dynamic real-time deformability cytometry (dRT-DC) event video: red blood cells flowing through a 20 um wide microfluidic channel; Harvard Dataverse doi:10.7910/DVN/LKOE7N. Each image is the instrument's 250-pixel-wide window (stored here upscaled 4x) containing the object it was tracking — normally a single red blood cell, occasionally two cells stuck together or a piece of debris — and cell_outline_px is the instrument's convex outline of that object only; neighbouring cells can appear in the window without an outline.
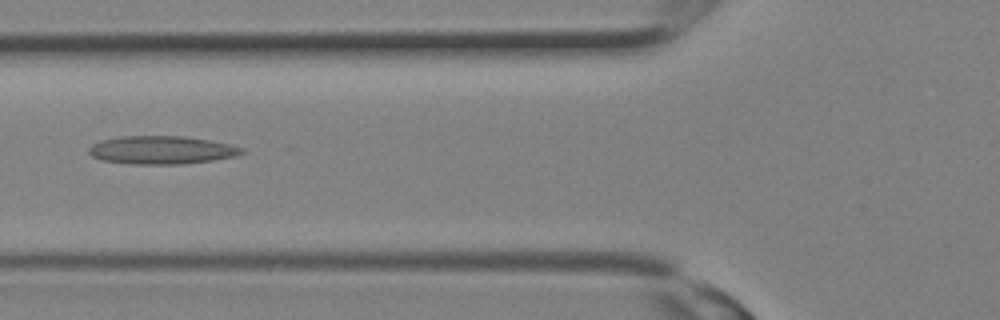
{"species": "Egyptian fruit bat (a non-hibernating species)", "species_latin": "Rousettus aegyptiacus", "temperature_condition": "room temperature", "stored_images_in_passage": 6, "camera_frame_rate_fps": 3000, "um_per_image_px": 0.085, "animal": {"sex": "female"}, "frame": {"image": 1, "passage_image": 3, "time_ms": 0.667, "image_size_px": [1000, 320], "cell_outline_px": [[248, 152], [236, 156], [212, 160], [184, 164], [132, 164], [100, 160], [92, 156], [88, 152], [88, 148], [92, 144], [100, 140], [120, 136], [184, 136], [208, 140], [228, 144], [244, 148]], "centroid_in_image_um": [13.73, 12.75], "position_along_channel_um": 112.1, "area_um2": 25.26}}
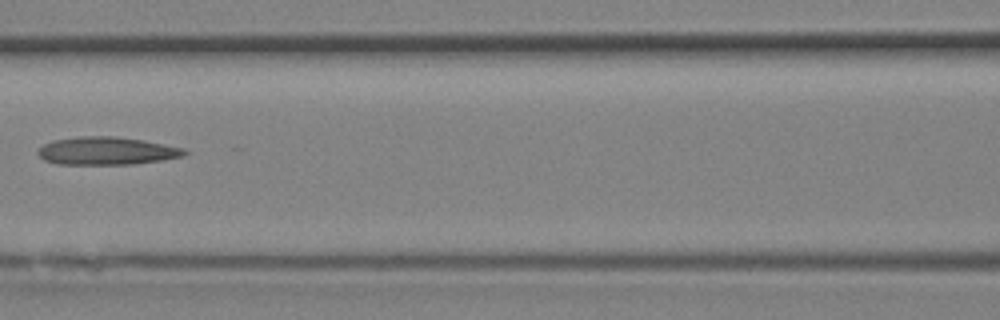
{"frame": {"image": 2, "passage_image": 5, "time_ms": 1.333, "image_size_px": [1000, 320], "cell_outline_px": [[188, 152], [184, 156], [160, 160], [132, 164], [56, 164], [44, 160], [36, 152], [44, 144], [52, 140], [80, 136], [116, 136], [144, 140], [184, 148]], "centroid_in_image_um": [9.06, 12.82], "position_along_channel_um": 157.5, "area_um2": 23.81}}